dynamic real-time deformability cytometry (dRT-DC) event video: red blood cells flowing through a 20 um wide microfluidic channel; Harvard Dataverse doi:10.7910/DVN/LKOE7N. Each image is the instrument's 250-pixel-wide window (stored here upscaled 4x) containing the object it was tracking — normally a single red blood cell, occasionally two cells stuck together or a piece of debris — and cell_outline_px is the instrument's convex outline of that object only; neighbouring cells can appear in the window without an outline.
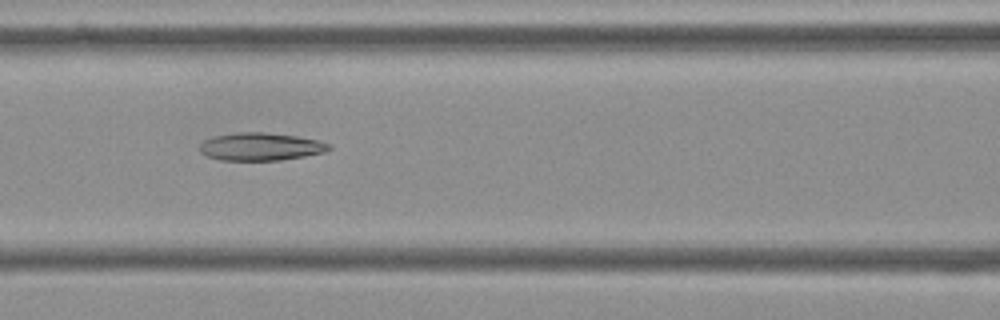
{"species": "Egyptian fruit bat (a non-hibernating species)", "species_latin": "Rousettus aegyptiacus", "temperature_condition": "cold", "stored_images_in_passage": 7, "camera_frame_rate_fps": 3000, "um_per_image_px": 0.085, "frame": {"image": 1, "passage_image": 6, "time_ms": 1.667, "image_size_px": [1000, 320], "cell_outline_px": [[332, 148], [324, 152], [304, 156], [280, 160], [220, 160], [208, 156], [200, 152], [200, 144], [204, 140], [212, 136], [236, 132], [264, 132], [296, 136], [320, 140], [332, 144]], "centroid_in_image_um": [22.17, 12.45], "position_along_channel_um": 144.4, "area_um2": 21.04}}
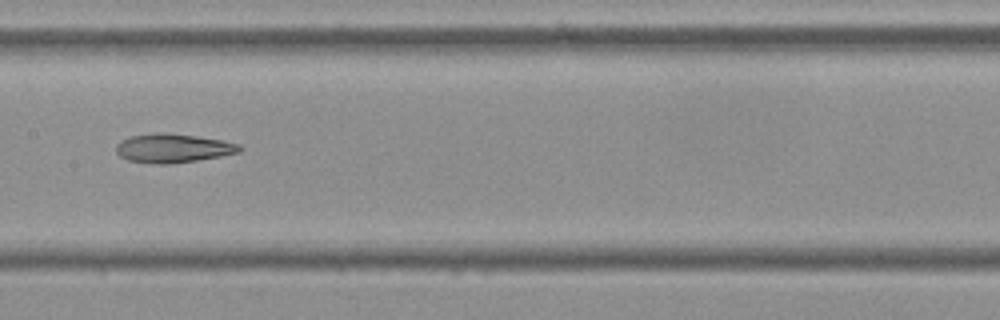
{"frame": {"image": 2, "passage_image": 7, "time_ms": 2.0, "image_size_px": [1000, 320], "cell_outline_px": [[244, 148], [240, 152], [220, 156], [196, 160], [168, 164], [156, 164], [128, 160], [120, 156], [116, 152], [116, 144], [120, 140], [128, 136], [156, 132], [160, 132], [196, 136], [224, 140], [240, 144]], "centroid_in_image_um": [14.7, 12.58], "position_along_channel_um": 192.7, "area_um2": 20.92}}